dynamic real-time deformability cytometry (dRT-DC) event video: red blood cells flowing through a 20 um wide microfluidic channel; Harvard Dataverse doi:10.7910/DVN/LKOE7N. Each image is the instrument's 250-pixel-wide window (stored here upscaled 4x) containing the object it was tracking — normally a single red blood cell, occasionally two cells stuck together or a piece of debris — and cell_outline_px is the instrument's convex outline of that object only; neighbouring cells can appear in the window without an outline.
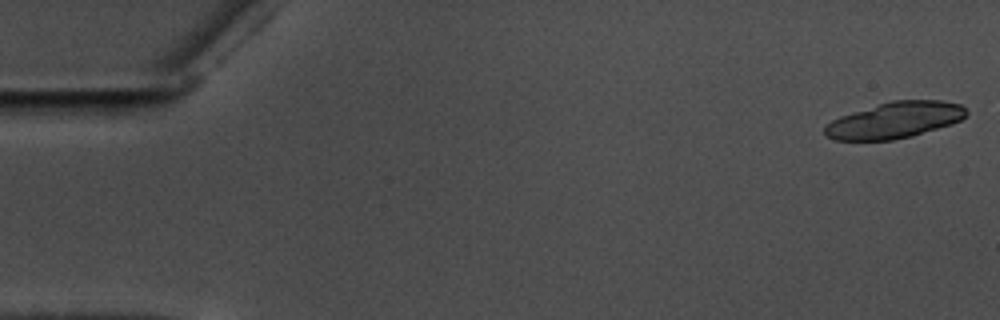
{"species": "common noctule bat (a hibernating species)", "species_latin": "Nyctalus noctula", "temperature_condition": "warm", "stored_images_in_passage": 20, "camera_frame_rate_fps": 3000, "um_per_image_px": 0.085, "animal": {"sex": "male", "body_mass_g": 17.5, "forearm_length_mm": 52.3}, "frame": {"image": 1, "passage_image": 1, "time_ms": 0.0, "image_size_px": [1000, 320], "cell_outline_px": [[968, 112], [960, 120], [952, 124], [912, 136], [892, 140], [836, 140], [824, 136], [824, 128], [832, 120], [840, 116], [892, 100], [940, 100], [960, 104]], "centroid_in_image_um": [76.05, 10.22], "position_along_channel_um": 9.0, "area_um2": 29.65}}